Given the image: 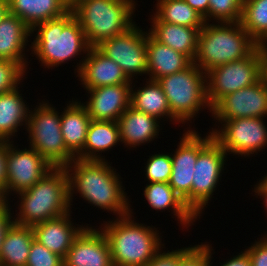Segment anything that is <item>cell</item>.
<instances>
[{"label": "cell", "instance_id": "6da1fadb", "mask_svg": "<svg viewBox=\"0 0 267 266\" xmlns=\"http://www.w3.org/2000/svg\"><path fill=\"white\" fill-rule=\"evenodd\" d=\"M108 160L75 158L65 167L68 175L69 203L79 197L91 206L112 213L116 217L130 214L132 205L123 186L122 177Z\"/></svg>", "mask_w": 267, "mask_h": 266}, {"label": "cell", "instance_id": "7a4b0ae2", "mask_svg": "<svg viewBox=\"0 0 267 266\" xmlns=\"http://www.w3.org/2000/svg\"><path fill=\"white\" fill-rule=\"evenodd\" d=\"M31 37L30 55L34 54L32 57L35 56L41 66L48 69L67 64V61L79 56L82 59H76L79 63L74 69V73L78 74L90 48L85 32L71 9L58 18L37 24L31 30Z\"/></svg>", "mask_w": 267, "mask_h": 266}, {"label": "cell", "instance_id": "3957f363", "mask_svg": "<svg viewBox=\"0 0 267 266\" xmlns=\"http://www.w3.org/2000/svg\"><path fill=\"white\" fill-rule=\"evenodd\" d=\"M133 213L130 209V214L113 217L100 225L114 266H145L165 245L158 228L136 222Z\"/></svg>", "mask_w": 267, "mask_h": 266}, {"label": "cell", "instance_id": "277c9868", "mask_svg": "<svg viewBox=\"0 0 267 266\" xmlns=\"http://www.w3.org/2000/svg\"><path fill=\"white\" fill-rule=\"evenodd\" d=\"M15 197L19 200L15 203L18 210H15L14 223L23 226L32 227L72 210L65 167H54L30 189Z\"/></svg>", "mask_w": 267, "mask_h": 266}, {"label": "cell", "instance_id": "5b68a950", "mask_svg": "<svg viewBox=\"0 0 267 266\" xmlns=\"http://www.w3.org/2000/svg\"><path fill=\"white\" fill-rule=\"evenodd\" d=\"M258 46L240 22H205L199 33L193 63L207 73L248 57Z\"/></svg>", "mask_w": 267, "mask_h": 266}, {"label": "cell", "instance_id": "8992f818", "mask_svg": "<svg viewBox=\"0 0 267 266\" xmlns=\"http://www.w3.org/2000/svg\"><path fill=\"white\" fill-rule=\"evenodd\" d=\"M137 0H82L71 10L85 32L90 47L120 35L136 21ZM134 15V16H133Z\"/></svg>", "mask_w": 267, "mask_h": 266}, {"label": "cell", "instance_id": "52a82bcc", "mask_svg": "<svg viewBox=\"0 0 267 266\" xmlns=\"http://www.w3.org/2000/svg\"><path fill=\"white\" fill-rule=\"evenodd\" d=\"M167 98L172 116L185 129L201 111L212 113L207 99L206 73L192 63L188 68L174 74L166 75L157 80Z\"/></svg>", "mask_w": 267, "mask_h": 266}, {"label": "cell", "instance_id": "ba28073f", "mask_svg": "<svg viewBox=\"0 0 267 266\" xmlns=\"http://www.w3.org/2000/svg\"><path fill=\"white\" fill-rule=\"evenodd\" d=\"M30 108L26 132L28 146L35 149L53 167H66L76 157L66 148L61 132V112L44 99Z\"/></svg>", "mask_w": 267, "mask_h": 266}, {"label": "cell", "instance_id": "9c48e42d", "mask_svg": "<svg viewBox=\"0 0 267 266\" xmlns=\"http://www.w3.org/2000/svg\"><path fill=\"white\" fill-rule=\"evenodd\" d=\"M207 132L209 134L204 133L205 137L199 134V155L192 179V213L198 219L204 215V209L210 205L209 201L212 202L211 198H214L212 196L222 180L229 159L221 145L214 139L212 132Z\"/></svg>", "mask_w": 267, "mask_h": 266}, {"label": "cell", "instance_id": "30bf717a", "mask_svg": "<svg viewBox=\"0 0 267 266\" xmlns=\"http://www.w3.org/2000/svg\"><path fill=\"white\" fill-rule=\"evenodd\" d=\"M265 121L264 118L251 117L217 120L215 124L219 123L218 125L221 124V126L216 125L209 131L228 156L233 154L244 158L252 157L267 147V122Z\"/></svg>", "mask_w": 267, "mask_h": 266}, {"label": "cell", "instance_id": "8fae6325", "mask_svg": "<svg viewBox=\"0 0 267 266\" xmlns=\"http://www.w3.org/2000/svg\"><path fill=\"white\" fill-rule=\"evenodd\" d=\"M259 46L248 56L206 73L207 99L213 108L224 96L259 81Z\"/></svg>", "mask_w": 267, "mask_h": 266}, {"label": "cell", "instance_id": "7c38bea8", "mask_svg": "<svg viewBox=\"0 0 267 266\" xmlns=\"http://www.w3.org/2000/svg\"><path fill=\"white\" fill-rule=\"evenodd\" d=\"M137 25L138 23H135L126 32L104 40L96 46L106 57L115 61L131 81L142 75L147 79L148 71L147 30L144 31Z\"/></svg>", "mask_w": 267, "mask_h": 266}, {"label": "cell", "instance_id": "4fadbf2b", "mask_svg": "<svg viewBox=\"0 0 267 266\" xmlns=\"http://www.w3.org/2000/svg\"><path fill=\"white\" fill-rule=\"evenodd\" d=\"M16 145L7 141V184L2 192L5 202L11 201L9 196L30 189L54 168L35 149Z\"/></svg>", "mask_w": 267, "mask_h": 266}, {"label": "cell", "instance_id": "5bb4252c", "mask_svg": "<svg viewBox=\"0 0 267 266\" xmlns=\"http://www.w3.org/2000/svg\"><path fill=\"white\" fill-rule=\"evenodd\" d=\"M174 153H171L172 172L169 185L183 199L192 212V179L199 155V133L194 129L183 130Z\"/></svg>", "mask_w": 267, "mask_h": 266}, {"label": "cell", "instance_id": "9a60e30c", "mask_svg": "<svg viewBox=\"0 0 267 266\" xmlns=\"http://www.w3.org/2000/svg\"><path fill=\"white\" fill-rule=\"evenodd\" d=\"M213 120L267 118V89L260 81L224 96L213 108Z\"/></svg>", "mask_w": 267, "mask_h": 266}, {"label": "cell", "instance_id": "2e32d148", "mask_svg": "<svg viewBox=\"0 0 267 266\" xmlns=\"http://www.w3.org/2000/svg\"><path fill=\"white\" fill-rule=\"evenodd\" d=\"M97 227L87 224L81 230L63 259L64 266H114L108 240Z\"/></svg>", "mask_w": 267, "mask_h": 266}, {"label": "cell", "instance_id": "e0dca14e", "mask_svg": "<svg viewBox=\"0 0 267 266\" xmlns=\"http://www.w3.org/2000/svg\"><path fill=\"white\" fill-rule=\"evenodd\" d=\"M131 89V83L84 89L88 99L80 102L91 120L118 122L120 116L131 106Z\"/></svg>", "mask_w": 267, "mask_h": 266}, {"label": "cell", "instance_id": "ac0fdd59", "mask_svg": "<svg viewBox=\"0 0 267 266\" xmlns=\"http://www.w3.org/2000/svg\"><path fill=\"white\" fill-rule=\"evenodd\" d=\"M76 77L84 89L132 82L115 61L106 57L96 47L89 48Z\"/></svg>", "mask_w": 267, "mask_h": 266}, {"label": "cell", "instance_id": "d6986e66", "mask_svg": "<svg viewBox=\"0 0 267 266\" xmlns=\"http://www.w3.org/2000/svg\"><path fill=\"white\" fill-rule=\"evenodd\" d=\"M71 212L32 226L34 239L63 259L76 236L87 225L84 223L80 225L75 222V226L74 221H71Z\"/></svg>", "mask_w": 267, "mask_h": 266}, {"label": "cell", "instance_id": "ffe728a7", "mask_svg": "<svg viewBox=\"0 0 267 266\" xmlns=\"http://www.w3.org/2000/svg\"><path fill=\"white\" fill-rule=\"evenodd\" d=\"M30 38L31 29L19 17L8 13L0 23V60L17 62L28 71L26 54L31 51Z\"/></svg>", "mask_w": 267, "mask_h": 266}, {"label": "cell", "instance_id": "44dd1931", "mask_svg": "<svg viewBox=\"0 0 267 266\" xmlns=\"http://www.w3.org/2000/svg\"><path fill=\"white\" fill-rule=\"evenodd\" d=\"M160 123L156 117L128 107L118 119L121 144L124 148L132 150L153 142L162 130Z\"/></svg>", "mask_w": 267, "mask_h": 266}, {"label": "cell", "instance_id": "7402d4cb", "mask_svg": "<svg viewBox=\"0 0 267 266\" xmlns=\"http://www.w3.org/2000/svg\"><path fill=\"white\" fill-rule=\"evenodd\" d=\"M146 51L149 80L157 81L163 76L185 70L193 63L188 56L157 41L149 31L146 36Z\"/></svg>", "mask_w": 267, "mask_h": 266}, {"label": "cell", "instance_id": "603a6c76", "mask_svg": "<svg viewBox=\"0 0 267 266\" xmlns=\"http://www.w3.org/2000/svg\"><path fill=\"white\" fill-rule=\"evenodd\" d=\"M143 197L148 202V207L155 211L163 212L169 209L171 213L177 218L179 227L182 226L187 229L194 225L196 220H199L191 210L185 205L183 199L173 190L169 183L164 182H152L147 183L144 187ZM169 208V209H168ZM163 210V211H162ZM181 224V226H180Z\"/></svg>", "mask_w": 267, "mask_h": 266}, {"label": "cell", "instance_id": "cb8c5ba5", "mask_svg": "<svg viewBox=\"0 0 267 266\" xmlns=\"http://www.w3.org/2000/svg\"><path fill=\"white\" fill-rule=\"evenodd\" d=\"M150 17V28L146 27L149 33L160 43L183 53L193 61L201 29L162 22L153 14Z\"/></svg>", "mask_w": 267, "mask_h": 266}, {"label": "cell", "instance_id": "d4e9b609", "mask_svg": "<svg viewBox=\"0 0 267 266\" xmlns=\"http://www.w3.org/2000/svg\"><path fill=\"white\" fill-rule=\"evenodd\" d=\"M20 87L0 94V141H15L20 128L27 127L30 108Z\"/></svg>", "mask_w": 267, "mask_h": 266}, {"label": "cell", "instance_id": "484cf974", "mask_svg": "<svg viewBox=\"0 0 267 266\" xmlns=\"http://www.w3.org/2000/svg\"><path fill=\"white\" fill-rule=\"evenodd\" d=\"M74 99V100H73ZM91 117L77 98H72L61 112V132L66 148L76 157L84 148Z\"/></svg>", "mask_w": 267, "mask_h": 266}, {"label": "cell", "instance_id": "4316f807", "mask_svg": "<svg viewBox=\"0 0 267 266\" xmlns=\"http://www.w3.org/2000/svg\"><path fill=\"white\" fill-rule=\"evenodd\" d=\"M144 80H146V83H143L142 87L135 86V83H138L137 80L131 82V107L156 117L161 122H167L169 120L168 122L180 126L179 122L171 114L167 98L161 85L157 81Z\"/></svg>", "mask_w": 267, "mask_h": 266}, {"label": "cell", "instance_id": "83f0119b", "mask_svg": "<svg viewBox=\"0 0 267 266\" xmlns=\"http://www.w3.org/2000/svg\"><path fill=\"white\" fill-rule=\"evenodd\" d=\"M120 143L118 122L91 120L84 148L76 158L81 160H107L105 159V155L102 156V153L105 151V153L108 151L111 152L113 147H117L116 145H120Z\"/></svg>", "mask_w": 267, "mask_h": 266}, {"label": "cell", "instance_id": "f1b7e54d", "mask_svg": "<svg viewBox=\"0 0 267 266\" xmlns=\"http://www.w3.org/2000/svg\"><path fill=\"white\" fill-rule=\"evenodd\" d=\"M7 3L9 13L19 17L31 30L70 10L63 0H7Z\"/></svg>", "mask_w": 267, "mask_h": 266}, {"label": "cell", "instance_id": "f546056e", "mask_svg": "<svg viewBox=\"0 0 267 266\" xmlns=\"http://www.w3.org/2000/svg\"><path fill=\"white\" fill-rule=\"evenodd\" d=\"M33 240L31 226L13 223L2 243L0 266H26Z\"/></svg>", "mask_w": 267, "mask_h": 266}, {"label": "cell", "instance_id": "4dcf8cb0", "mask_svg": "<svg viewBox=\"0 0 267 266\" xmlns=\"http://www.w3.org/2000/svg\"><path fill=\"white\" fill-rule=\"evenodd\" d=\"M152 14L162 22L201 29L204 18L184 0H155Z\"/></svg>", "mask_w": 267, "mask_h": 266}, {"label": "cell", "instance_id": "1f68e13d", "mask_svg": "<svg viewBox=\"0 0 267 266\" xmlns=\"http://www.w3.org/2000/svg\"><path fill=\"white\" fill-rule=\"evenodd\" d=\"M240 23L259 46H267V0H244Z\"/></svg>", "mask_w": 267, "mask_h": 266}, {"label": "cell", "instance_id": "d6a6232c", "mask_svg": "<svg viewBox=\"0 0 267 266\" xmlns=\"http://www.w3.org/2000/svg\"><path fill=\"white\" fill-rule=\"evenodd\" d=\"M244 0H209L208 22H240Z\"/></svg>", "mask_w": 267, "mask_h": 266}, {"label": "cell", "instance_id": "836d02e7", "mask_svg": "<svg viewBox=\"0 0 267 266\" xmlns=\"http://www.w3.org/2000/svg\"><path fill=\"white\" fill-rule=\"evenodd\" d=\"M144 174L147 183L164 182L168 183L172 172L171 153L156 152L151 154L144 166Z\"/></svg>", "mask_w": 267, "mask_h": 266}, {"label": "cell", "instance_id": "e575fe53", "mask_svg": "<svg viewBox=\"0 0 267 266\" xmlns=\"http://www.w3.org/2000/svg\"><path fill=\"white\" fill-rule=\"evenodd\" d=\"M27 72L19 63L11 60H0V94L11 91L20 85Z\"/></svg>", "mask_w": 267, "mask_h": 266}, {"label": "cell", "instance_id": "d590c367", "mask_svg": "<svg viewBox=\"0 0 267 266\" xmlns=\"http://www.w3.org/2000/svg\"><path fill=\"white\" fill-rule=\"evenodd\" d=\"M213 253L212 244L201 242L192 246L180 259L178 266H212ZM212 261V262H211Z\"/></svg>", "mask_w": 267, "mask_h": 266}, {"label": "cell", "instance_id": "8d00e7d4", "mask_svg": "<svg viewBox=\"0 0 267 266\" xmlns=\"http://www.w3.org/2000/svg\"><path fill=\"white\" fill-rule=\"evenodd\" d=\"M26 266H64V262L62 257L51 252L34 239Z\"/></svg>", "mask_w": 267, "mask_h": 266}, {"label": "cell", "instance_id": "74e56055", "mask_svg": "<svg viewBox=\"0 0 267 266\" xmlns=\"http://www.w3.org/2000/svg\"><path fill=\"white\" fill-rule=\"evenodd\" d=\"M180 247L176 250H163L165 245L156 253V255L145 266H178L179 259L192 247ZM167 251V252H166Z\"/></svg>", "mask_w": 267, "mask_h": 266}, {"label": "cell", "instance_id": "f35d334b", "mask_svg": "<svg viewBox=\"0 0 267 266\" xmlns=\"http://www.w3.org/2000/svg\"><path fill=\"white\" fill-rule=\"evenodd\" d=\"M244 249L250 258L251 266H267V231Z\"/></svg>", "mask_w": 267, "mask_h": 266}, {"label": "cell", "instance_id": "ab89813d", "mask_svg": "<svg viewBox=\"0 0 267 266\" xmlns=\"http://www.w3.org/2000/svg\"><path fill=\"white\" fill-rule=\"evenodd\" d=\"M11 206L10 202H5L0 206V253L5 234L14 223V211H11Z\"/></svg>", "mask_w": 267, "mask_h": 266}, {"label": "cell", "instance_id": "60d3db41", "mask_svg": "<svg viewBox=\"0 0 267 266\" xmlns=\"http://www.w3.org/2000/svg\"><path fill=\"white\" fill-rule=\"evenodd\" d=\"M7 184V141H0V192Z\"/></svg>", "mask_w": 267, "mask_h": 266}, {"label": "cell", "instance_id": "b9f144b4", "mask_svg": "<svg viewBox=\"0 0 267 266\" xmlns=\"http://www.w3.org/2000/svg\"><path fill=\"white\" fill-rule=\"evenodd\" d=\"M259 81L267 89V46H259Z\"/></svg>", "mask_w": 267, "mask_h": 266}, {"label": "cell", "instance_id": "7bdbcfd3", "mask_svg": "<svg viewBox=\"0 0 267 266\" xmlns=\"http://www.w3.org/2000/svg\"><path fill=\"white\" fill-rule=\"evenodd\" d=\"M220 266H251L250 258L248 256V253L243 250L240 253H237V255H234L233 257L227 259L225 262H220ZM212 266H218V265H212Z\"/></svg>", "mask_w": 267, "mask_h": 266}, {"label": "cell", "instance_id": "ee69618b", "mask_svg": "<svg viewBox=\"0 0 267 266\" xmlns=\"http://www.w3.org/2000/svg\"><path fill=\"white\" fill-rule=\"evenodd\" d=\"M253 186L254 188L252 189L256 198L259 196V199H261V201L263 200V203L261 204H263L264 209L266 210L265 213H267V175L261 177V180L257 181V183Z\"/></svg>", "mask_w": 267, "mask_h": 266}, {"label": "cell", "instance_id": "f6af8a7d", "mask_svg": "<svg viewBox=\"0 0 267 266\" xmlns=\"http://www.w3.org/2000/svg\"><path fill=\"white\" fill-rule=\"evenodd\" d=\"M192 9L197 11L205 22H208L209 0H184Z\"/></svg>", "mask_w": 267, "mask_h": 266}, {"label": "cell", "instance_id": "bcb514c9", "mask_svg": "<svg viewBox=\"0 0 267 266\" xmlns=\"http://www.w3.org/2000/svg\"><path fill=\"white\" fill-rule=\"evenodd\" d=\"M8 13L7 0H0V23Z\"/></svg>", "mask_w": 267, "mask_h": 266}, {"label": "cell", "instance_id": "7dc6e473", "mask_svg": "<svg viewBox=\"0 0 267 266\" xmlns=\"http://www.w3.org/2000/svg\"><path fill=\"white\" fill-rule=\"evenodd\" d=\"M82 0H63V2L69 7V9H72L75 5H77Z\"/></svg>", "mask_w": 267, "mask_h": 266}, {"label": "cell", "instance_id": "c3c4849f", "mask_svg": "<svg viewBox=\"0 0 267 266\" xmlns=\"http://www.w3.org/2000/svg\"><path fill=\"white\" fill-rule=\"evenodd\" d=\"M5 203V200L2 196V192H0V206H2Z\"/></svg>", "mask_w": 267, "mask_h": 266}]
</instances>
